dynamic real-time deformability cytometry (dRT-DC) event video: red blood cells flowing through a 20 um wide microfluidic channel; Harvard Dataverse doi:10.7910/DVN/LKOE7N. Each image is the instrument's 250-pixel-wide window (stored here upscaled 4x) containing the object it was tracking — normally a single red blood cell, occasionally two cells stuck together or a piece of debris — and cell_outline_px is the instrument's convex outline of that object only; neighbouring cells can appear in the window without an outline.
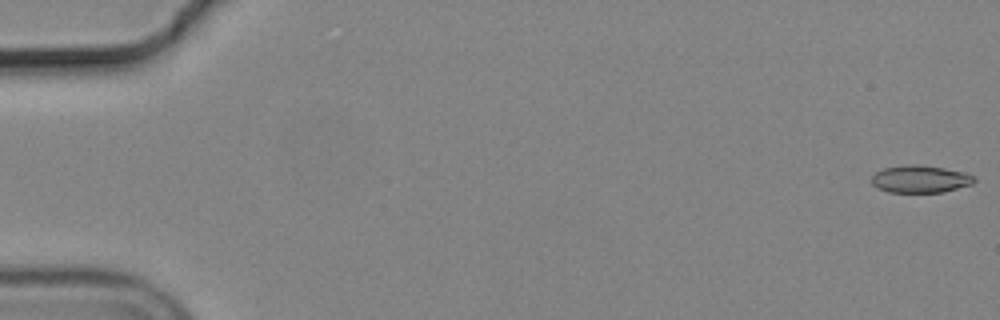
{"species": "common noctule bat (a hibernating species)", "species_latin": "Nyctalus noctula", "temperature_condition": "cold", "stored_images_in_passage": 56, "camera_frame_rate_fps": 3000, "um_per_image_px": 0.085, "animal": {"sex": "male", "body_mass_g": 19.2, "forearm_length_mm": 51.8}, "frame": {"image": 1, "passage_image": 1, "time_ms": 0.0, "image_size_px": [1000, 320], "cell_outline_px": [[976, 180], [972, 184], [944, 192], [888, 192], [876, 188], [872, 184], [872, 176], [876, 172], [884, 168], [904, 164], [916, 164], [944, 168], [964, 172], [976, 176]], "centroid_in_image_um": [78.22, 15.21], "position_along_channel_um": 6.8, "area_um2": 16.53}}
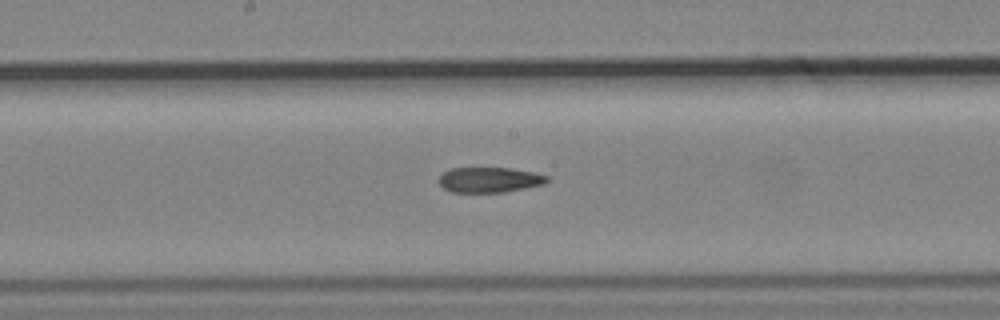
{"frame": {"image": 2, "passage_image": 30, "time_ms": 9.667, "image_size_px": [1000, 320], "cell_outline_px": [[548, 180], [544, 184], [504, 192], [452, 192], [444, 188], [436, 180], [444, 172], [452, 168], [512, 168], [536, 172], [548, 176]], "centroid_in_image_um": [41.61, 15.28], "position_along_channel_um": 206.6, "area_um2": 15.95}}
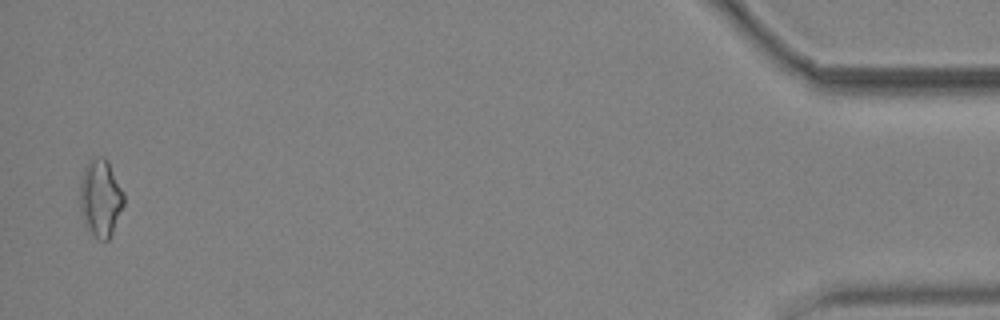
{"frame": {"image": 3, "passage_image": 55, "time_ms": 18.0, "image_size_px": [1000, 320], "cell_outline_px": [[124, 204], [112, 232], [108, 240], [96, 240], [84, 224], [80, 212], [80, 180], [84, 168], [88, 160], [100, 156], [104, 156], [108, 160], [124, 192]], "centroid_in_image_um": [8.53, 16.82], "position_along_channel_um": 426.7, "area_um2": 20.06}}